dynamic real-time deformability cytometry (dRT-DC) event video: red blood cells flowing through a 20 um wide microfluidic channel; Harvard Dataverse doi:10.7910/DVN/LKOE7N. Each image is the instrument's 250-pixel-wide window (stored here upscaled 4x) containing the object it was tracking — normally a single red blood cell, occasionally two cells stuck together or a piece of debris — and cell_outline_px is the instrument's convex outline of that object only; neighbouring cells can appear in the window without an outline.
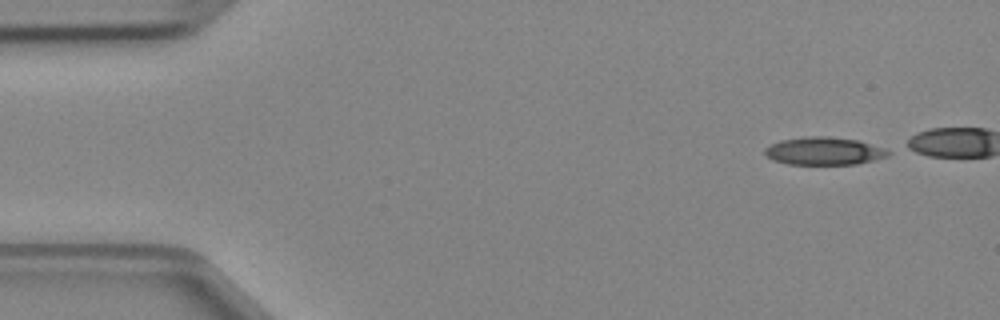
{"species": "Egyptian fruit bat (a non-hibernating species)", "species_latin": "Rousettus aegyptiacus", "temperature_condition": "cold", "stored_images_in_passage": 36, "camera_frame_rate_fps": 3000, "um_per_image_px": 0.085, "animal": {"sex": "female"}, "frame": {"image": 1, "passage_image": 1, "time_ms": 0.0, "image_size_px": [1000, 320], "cell_outline_px": [[892, 152], [888, 156], [856, 164], [788, 164], [772, 160], [764, 152], [764, 148], [780, 140], [808, 136], [828, 136], [860, 140], [884, 148]], "centroid_in_image_um": [70.05, 12.83], "position_along_channel_um": 14.9, "area_um2": 20.0}}